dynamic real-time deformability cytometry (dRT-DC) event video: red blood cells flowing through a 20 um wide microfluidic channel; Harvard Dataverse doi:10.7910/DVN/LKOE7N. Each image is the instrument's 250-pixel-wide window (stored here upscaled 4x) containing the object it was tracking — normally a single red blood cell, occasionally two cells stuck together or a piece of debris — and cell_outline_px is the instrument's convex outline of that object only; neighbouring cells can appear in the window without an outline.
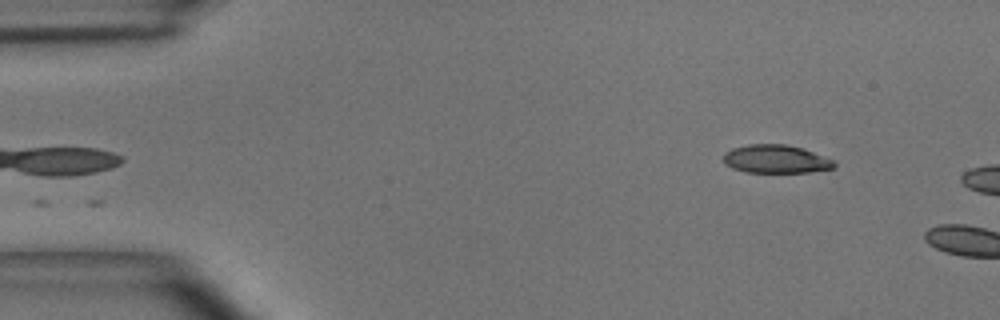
{"species": "common noctule bat (a hibernating species)", "species_latin": "Nyctalus noctula", "temperature_condition": "room temperature", "stored_images_in_passage": 4, "camera_frame_rate_fps": 3000, "um_per_image_px": 0.085, "animal": {"sex": "male", "body_mass_g": 15.6}, "frame": {"image": 1, "passage_image": 1, "time_ms": 0.0, "image_size_px": [1000, 320], "cell_outline_px": [[836, 168], [808, 172], [748, 172], [732, 168], [724, 164], [724, 152], [732, 148], [748, 144], [788, 144], [804, 148], [832, 160], [836, 164]], "centroid_in_image_um": [65.94, 13.51], "position_along_channel_um": 19.1, "area_um2": 18.32}}